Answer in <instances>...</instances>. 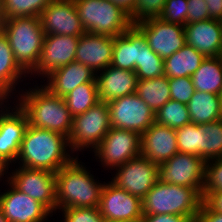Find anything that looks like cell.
<instances>
[{
    "instance_id": "48",
    "label": "cell",
    "mask_w": 222,
    "mask_h": 222,
    "mask_svg": "<svg viewBox=\"0 0 222 222\" xmlns=\"http://www.w3.org/2000/svg\"><path fill=\"white\" fill-rule=\"evenodd\" d=\"M4 16H3V11H2V2L0 0V34L3 32L4 28Z\"/></svg>"
},
{
    "instance_id": "32",
    "label": "cell",
    "mask_w": 222,
    "mask_h": 222,
    "mask_svg": "<svg viewBox=\"0 0 222 222\" xmlns=\"http://www.w3.org/2000/svg\"><path fill=\"white\" fill-rule=\"evenodd\" d=\"M202 135V127L192 122L176 129L178 152L202 158Z\"/></svg>"
},
{
    "instance_id": "31",
    "label": "cell",
    "mask_w": 222,
    "mask_h": 222,
    "mask_svg": "<svg viewBox=\"0 0 222 222\" xmlns=\"http://www.w3.org/2000/svg\"><path fill=\"white\" fill-rule=\"evenodd\" d=\"M202 135V159L207 162L222 158V119L200 125Z\"/></svg>"
},
{
    "instance_id": "11",
    "label": "cell",
    "mask_w": 222,
    "mask_h": 222,
    "mask_svg": "<svg viewBox=\"0 0 222 222\" xmlns=\"http://www.w3.org/2000/svg\"><path fill=\"white\" fill-rule=\"evenodd\" d=\"M111 127L142 135L154 122L155 112L136 94L109 101Z\"/></svg>"
},
{
    "instance_id": "5",
    "label": "cell",
    "mask_w": 222,
    "mask_h": 222,
    "mask_svg": "<svg viewBox=\"0 0 222 222\" xmlns=\"http://www.w3.org/2000/svg\"><path fill=\"white\" fill-rule=\"evenodd\" d=\"M6 35L15 60L29 75L40 59L44 32L36 16L13 17L4 21Z\"/></svg>"
},
{
    "instance_id": "51",
    "label": "cell",
    "mask_w": 222,
    "mask_h": 222,
    "mask_svg": "<svg viewBox=\"0 0 222 222\" xmlns=\"http://www.w3.org/2000/svg\"><path fill=\"white\" fill-rule=\"evenodd\" d=\"M116 222H142V219H135L131 221H116Z\"/></svg>"
},
{
    "instance_id": "34",
    "label": "cell",
    "mask_w": 222,
    "mask_h": 222,
    "mask_svg": "<svg viewBox=\"0 0 222 222\" xmlns=\"http://www.w3.org/2000/svg\"><path fill=\"white\" fill-rule=\"evenodd\" d=\"M111 66L132 71L131 26L114 38Z\"/></svg>"
},
{
    "instance_id": "6",
    "label": "cell",
    "mask_w": 222,
    "mask_h": 222,
    "mask_svg": "<svg viewBox=\"0 0 222 222\" xmlns=\"http://www.w3.org/2000/svg\"><path fill=\"white\" fill-rule=\"evenodd\" d=\"M86 33L116 37L133 23L129 14L110 0H73Z\"/></svg>"
},
{
    "instance_id": "14",
    "label": "cell",
    "mask_w": 222,
    "mask_h": 222,
    "mask_svg": "<svg viewBox=\"0 0 222 222\" xmlns=\"http://www.w3.org/2000/svg\"><path fill=\"white\" fill-rule=\"evenodd\" d=\"M145 35L149 47L163 60L186 44L184 26L168 23L159 17L135 24Z\"/></svg>"
},
{
    "instance_id": "30",
    "label": "cell",
    "mask_w": 222,
    "mask_h": 222,
    "mask_svg": "<svg viewBox=\"0 0 222 222\" xmlns=\"http://www.w3.org/2000/svg\"><path fill=\"white\" fill-rule=\"evenodd\" d=\"M155 122L178 129L191 122L187 105L170 99L155 113Z\"/></svg>"
},
{
    "instance_id": "2",
    "label": "cell",
    "mask_w": 222,
    "mask_h": 222,
    "mask_svg": "<svg viewBox=\"0 0 222 222\" xmlns=\"http://www.w3.org/2000/svg\"><path fill=\"white\" fill-rule=\"evenodd\" d=\"M33 87L28 90L25 88V91L19 90V96L16 95L14 99H17L15 102L25 112L28 124L34 128L60 133L68 138L73 117L64 98L53 95L43 85L37 84Z\"/></svg>"
},
{
    "instance_id": "16",
    "label": "cell",
    "mask_w": 222,
    "mask_h": 222,
    "mask_svg": "<svg viewBox=\"0 0 222 222\" xmlns=\"http://www.w3.org/2000/svg\"><path fill=\"white\" fill-rule=\"evenodd\" d=\"M79 36L45 35L40 59L31 75L46 78L53 71L75 61ZM37 74V75H36Z\"/></svg>"
},
{
    "instance_id": "8",
    "label": "cell",
    "mask_w": 222,
    "mask_h": 222,
    "mask_svg": "<svg viewBox=\"0 0 222 222\" xmlns=\"http://www.w3.org/2000/svg\"><path fill=\"white\" fill-rule=\"evenodd\" d=\"M91 152L102 167L114 170L128 160L141 155V135L138 132L111 127L101 143Z\"/></svg>"
},
{
    "instance_id": "42",
    "label": "cell",
    "mask_w": 222,
    "mask_h": 222,
    "mask_svg": "<svg viewBox=\"0 0 222 222\" xmlns=\"http://www.w3.org/2000/svg\"><path fill=\"white\" fill-rule=\"evenodd\" d=\"M187 24L209 19V11L205 0H187Z\"/></svg>"
},
{
    "instance_id": "46",
    "label": "cell",
    "mask_w": 222,
    "mask_h": 222,
    "mask_svg": "<svg viewBox=\"0 0 222 222\" xmlns=\"http://www.w3.org/2000/svg\"><path fill=\"white\" fill-rule=\"evenodd\" d=\"M204 202L216 212L222 213V191H215L211 193Z\"/></svg>"
},
{
    "instance_id": "27",
    "label": "cell",
    "mask_w": 222,
    "mask_h": 222,
    "mask_svg": "<svg viewBox=\"0 0 222 222\" xmlns=\"http://www.w3.org/2000/svg\"><path fill=\"white\" fill-rule=\"evenodd\" d=\"M191 79L196 91L220 95L222 92V56L206 57Z\"/></svg>"
},
{
    "instance_id": "26",
    "label": "cell",
    "mask_w": 222,
    "mask_h": 222,
    "mask_svg": "<svg viewBox=\"0 0 222 222\" xmlns=\"http://www.w3.org/2000/svg\"><path fill=\"white\" fill-rule=\"evenodd\" d=\"M205 58L195 48L185 44L164 60V75L167 78L191 77Z\"/></svg>"
},
{
    "instance_id": "49",
    "label": "cell",
    "mask_w": 222,
    "mask_h": 222,
    "mask_svg": "<svg viewBox=\"0 0 222 222\" xmlns=\"http://www.w3.org/2000/svg\"><path fill=\"white\" fill-rule=\"evenodd\" d=\"M0 222H9V221L7 220V218L4 216L3 210H2L1 207H0Z\"/></svg>"
},
{
    "instance_id": "47",
    "label": "cell",
    "mask_w": 222,
    "mask_h": 222,
    "mask_svg": "<svg viewBox=\"0 0 222 222\" xmlns=\"http://www.w3.org/2000/svg\"><path fill=\"white\" fill-rule=\"evenodd\" d=\"M117 6L121 7L129 15L133 12L136 6V0H110Z\"/></svg>"
},
{
    "instance_id": "24",
    "label": "cell",
    "mask_w": 222,
    "mask_h": 222,
    "mask_svg": "<svg viewBox=\"0 0 222 222\" xmlns=\"http://www.w3.org/2000/svg\"><path fill=\"white\" fill-rule=\"evenodd\" d=\"M27 76L29 77L15 60L9 41L2 32L0 34V96L4 100L13 98V94L18 93L17 85L20 81H24L21 80L22 78L25 79Z\"/></svg>"
},
{
    "instance_id": "28",
    "label": "cell",
    "mask_w": 222,
    "mask_h": 222,
    "mask_svg": "<svg viewBox=\"0 0 222 222\" xmlns=\"http://www.w3.org/2000/svg\"><path fill=\"white\" fill-rule=\"evenodd\" d=\"M136 94L156 113L171 99L169 80L165 75L138 80Z\"/></svg>"
},
{
    "instance_id": "9",
    "label": "cell",
    "mask_w": 222,
    "mask_h": 222,
    "mask_svg": "<svg viewBox=\"0 0 222 222\" xmlns=\"http://www.w3.org/2000/svg\"><path fill=\"white\" fill-rule=\"evenodd\" d=\"M9 101L4 100L0 104V165L8 171L10 164L12 166L17 161L20 145L29 125L25 112L14 102L15 107L12 108Z\"/></svg>"
},
{
    "instance_id": "52",
    "label": "cell",
    "mask_w": 222,
    "mask_h": 222,
    "mask_svg": "<svg viewBox=\"0 0 222 222\" xmlns=\"http://www.w3.org/2000/svg\"><path fill=\"white\" fill-rule=\"evenodd\" d=\"M4 101V99L0 96V104Z\"/></svg>"
},
{
    "instance_id": "15",
    "label": "cell",
    "mask_w": 222,
    "mask_h": 222,
    "mask_svg": "<svg viewBox=\"0 0 222 222\" xmlns=\"http://www.w3.org/2000/svg\"><path fill=\"white\" fill-rule=\"evenodd\" d=\"M101 216L107 222L142 219V199L120 189L111 181L104 184L98 206Z\"/></svg>"
},
{
    "instance_id": "25",
    "label": "cell",
    "mask_w": 222,
    "mask_h": 222,
    "mask_svg": "<svg viewBox=\"0 0 222 222\" xmlns=\"http://www.w3.org/2000/svg\"><path fill=\"white\" fill-rule=\"evenodd\" d=\"M187 108L191 122L197 125L222 119L221 96L217 94L195 90Z\"/></svg>"
},
{
    "instance_id": "20",
    "label": "cell",
    "mask_w": 222,
    "mask_h": 222,
    "mask_svg": "<svg viewBox=\"0 0 222 222\" xmlns=\"http://www.w3.org/2000/svg\"><path fill=\"white\" fill-rule=\"evenodd\" d=\"M113 36L84 33L79 36L75 61L91 68L95 73L112 63Z\"/></svg>"
},
{
    "instance_id": "44",
    "label": "cell",
    "mask_w": 222,
    "mask_h": 222,
    "mask_svg": "<svg viewBox=\"0 0 222 222\" xmlns=\"http://www.w3.org/2000/svg\"><path fill=\"white\" fill-rule=\"evenodd\" d=\"M142 222H193L189 217L172 214L143 215Z\"/></svg>"
},
{
    "instance_id": "33",
    "label": "cell",
    "mask_w": 222,
    "mask_h": 222,
    "mask_svg": "<svg viewBox=\"0 0 222 222\" xmlns=\"http://www.w3.org/2000/svg\"><path fill=\"white\" fill-rule=\"evenodd\" d=\"M53 0H1L4 19L13 17L36 16Z\"/></svg>"
},
{
    "instance_id": "43",
    "label": "cell",
    "mask_w": 222,
    "mask_h": 222,
    "mask_svg": "<svg viewBox=\"0 0 222 222\" xmlns=\"http://www.w3.org/2000/svg\"><path fill=\"white\" fill-rule=\"evenodd\" d=\"M195 222H222V213L216 212L202 201Z\"/></svg>"
},
{
    "instance_id": "13",
    "label": "cell",
    "mask_w": 222,
    "mask_h": 222,
    "mask_svg": "<svg viewBox=\"0 0 222 222\" xmlns=\"http://www.w3.org/2000/svg\"><path fill=\"white\" fill-rule=\"evenodd\" d=\"M115 171L117 172L114 177L112 175L111 182L143 199L158 181L159 165L140 155L118 166Z\"/></svg>"
},
{
    "instance_id": "40",
    "label": "cell",
    "mask_w": 222,
    "mask_h": 222,
    "mask_svg": "<svg viewBox=\"0 0 222 222\" xmlns=\"http://www.w3.org/2000/svg\"><path fill=\"white\" fill-rule=\"evenodd\" d=\"M171 99L187 105L195 88L191 77L168 78Z\"/></svg>"
},
{
    "instance_id": "21",
    "label": "cell",
    "mask_w": 222,
    "mask_h": 222,
    "mask_svg": "<svg viewBox=\"0 0 222 222\" xmlns=\"http://www.w3.org/2000/svg\"><path fill=\"white\" fill-rule=\"evenodd\" d=\"M186 44L205 57L222 56V26L219 20L206 19L184 26Z\"/></svg>"
},
{
    "instance_id": "18",
    "label": "cell",
    "mask_w": 222,
    "mask_h": 222,
    "mask_svg": "<svg viewBox=\"0 0 222 222\" xmlns=\"http://www.w3.org/2000/svg\"><path fill=\"white\" fill-rule=\"evenodd\" d=\"M6 184L9 187L0 193V207L9 222H45L52 217L53 214L39 201L18 191L8 180Z\"/></svg>"
},
{
    "instance_id": "1",
    "label": "cell",
    "mask_w": 222,
    "mask_h": 222,
    "mask_svg": "<svg viewBox=\"0 0 222 222\" xmlns=\"http://www.w3.org/2000/svg\"><path fill=\"white\" fill-rule=\"evenodd\" d=\"M70 151L68 138L64 135L28 125L16 163L56 173L75 158Z\"/></svg>"
},
{
    "instance_id": "7",
    "label": "cell",
    "mask_w": 222,
    "mask_h": 222,
    "mask_svg": "<svg viewBox=\"0 0 222 222\" xmlns=\"http://www.w3.org/2000/svg\"><path fill=\"white\" fill-rule=\"evenodd\" d=\"M110 128V112L107 102L100 101L83 114L74 116L68 137L71 152L74 154L87 148L90 151L94 150Z\"/></svg>"
},
{
    "instance_id": "23",
    "label": "cell",
    "mask_w": 222,
    "mask_h": 222,
    "mask_svg": "<svg viewBox=\"0 0 222 222\" xmlns=\"http://www.w3.org/2000/svg\"><path fill=\"white\" fill-rule=\"evenodd\" d=\"M46 85L53 95L64 98L83 83L96 82V73L86 65L73 61L53 71L46 77Z\"/></svg>"
},
{
    "instance_id": "37",
    "label": "cell",
    "mask_w": 222,
    "mask_h": 222,
    "mask_svg": "<svg viewBox=\"0 0 222 222\" xmlns=\"http://www.w3.org/2000/svg\"><path fill=\"white\" fill-rule=\"evenodd\" d=\"M166 0H136V6L129 15L131 22L136 24L150 18H157L163 11Z\"/></svg>"
},
{
    "instance_id": "4",
    "label": "cell",
    "mask_w": 222,
    "mask_h": 222,
    "mask_svg": "<svg viewBox=\"0 0 222 222\" xmlns=\"http://www.w3.org/2000/svg\"><path fill=\"white\" fill-rule=\"evenodd\" d=\"M202 201L194 188L157 181L142 199L143 215H181L195 222Z\"/></svg>"
},
{
    "instance_id": "22",
    "label": "cell",
    "mask_w": 222,
    "mask_h": 222,
    "mask_svg": "<svg viewBox=\"0 0 222 222\" xmlns=\"http://www.w3.org/2000/svg\"><path fill=\"white\" fill-rule=\"evenodd\" d=\"M99 100L109 102L113 99L134 94L138 78L135 71L108 66L96 73Z\"/></svg>"
},
{
    "instance_id": "50",
    "label": "cell",
    "mask_w": 222,
    "mask_h": 222,
    "mask_svg": "<svg viewBox=\"0 0 222 222\" xmlns=\"http://www.w3.org/2000/svg\"><path fill=\"white\" fill-rule=\"evenodd\" d=\"M5 175V169L0 165V181H2L3 176Z\"/></svg>"
},
{
    "instance_id": "17",
    "label": "cell",
    "mask_w": 222,
    "mask_h": 222,
    "mask_svg": "<svg viewBox=\"0 0 222 222\" xmlns=\"http://www.w3.org/2000/svg\"><path fill=\"white\" fill-rule=\"evenodd\" d=\"M39 18L45 35L81 36L85 33L73 0H53Z\"/></svg>"
},
{
    "instance_id": "39",
    "label": "cell",
    "mask_w": 222,
    "mask_h": 222,
    "mask_svg": "<svg viewBox=\"0 0 222 222\" xmlns=\"http://www.w3.org/2000/svg\"><path fill=\"white\" fill-rule=\"evenodd\" d=\"M64 222H107L98 207L66 208L61 210Z\"/></svg>"
},
{
    "instance_id": "10",
    "label": "cell",
    "mask_w": 222,
    "mask_h": 222,
    "mask_svg": "<svg viewBox=\"0 0 222 222\" xmlns=\"http://www.w3.org/2000/svg\"><path fill=\"white\" fill-rule=\"evenodd\" d=\"M12 171L8 172L5 170V177L18 191L39 201L52 214L53 212L56 213L55 172L23 166H19L18 168L16 166V169Z\"/></svg>"
},
{
    "instance_id": "29",
    "label": "cell",
    "mask_w": 222,
    "mask_h": 222,
    "mask_svg": "<svg viewBox=\"0 0 222 222\" xmlns=\"http://www.w3.org/2000/svg\"><path fill=\"white\" fill-rule=\"evenodd\" d=\"M72 117L83 114L99 100L97 82L83 83L64 97Z\"/></svg>"
},
{
    "instance_id": "35",
    "label": "cell",
    "mask_w": 222,
    "mask_h": 222,
    "mask_svg": "<svg viewBox=\"0 0 222 222\" xmlns=\"http://www.w3.org/2000/svg\"><path fill=\"white\" fill-rule=\"evenodd\" d=\"M131 54L132 71L146 58H161L149 47L145 35L135 24L131 25Z\"/></svg>"
},
{
    "instance_id": "19",
    "label": "cell",
    "mask_w": 222,
    "mask_h": 222,
    "mask_svg": "<svg viewBox=\"0 0 222 222\" xmlns=\"http://www.w3.org/2000/svg\"><path fill=\"white\" fill-rule=\"evenodd\" d=\"M178 153L176 130L154 122L141 135V156L160 165Z\"/></svg>"
},
{
    "instance_id": "12",
    "label": "cell",
    "mask_w": 222,
    "mask_h": 222,
    "mask_svg": "<svg viewBox=\"0 0 222 222\" xmlns=\"http://www.w3.org/2000/svg\"><path fill=\"white\" fill-rule=\"evenodd\" d=\"M205 164L199 156L178 152L159 165L158 181L194 188L202 196Z\"/></svg>"
},
{
    "instance_id": "36",
    "label": "cell",
    "mask_w": 222,
    "mask_h": 222,
    "mask_svg": "<svg viewBox=\"0 0 222 222\" xmlns=\"http://www.w3.org/2000/svg\"><path fill=\"white\" fill-rule=\"evenodd\" d=\"M215 191H222V158L209 160L205 164L202 200Z\"/></svg>"
},
{
    "instance_id": "45",
    "label": "cell",
    "mask_w": 222,
    "mask_h": 222,
    "mask_svg": "<svg viewBox=\"0 0 222 222\" xmlns=\"http://www.w3.org/2000/svg\"><path fill=\"white\" fill-rule=\"evenodd\" d=\"M209 11V19L222 20V0H205Z\"/></svg>"
},
{
    "instance_id": "3",
    "label": "cell",
    "mask_w": 222,
    "mask_h": 222,
    "mask_svg": "<svg viewBox=\"0 0 222 222\" xmlns=\"http://www.w3.org/2000/svg\"><path fill=\"white\" fill-rule=\"evenodd\" d=\"M67 165L56 172V207L66 208L98 207L105 182L94 179L83 162L78 161V154ZM81 163V164H80ZM83 164V165H82Z\"/></svg>"
},
{
    "instance_id": "38",
    "label": "cell",
    "mask_w": 222,
    "mask_h": 222,
    "mask_svg": "<svg viewBox=\"0 0 222 222\" xmlns=\"http://www.w3.org/2000/svg\"><path fill=\"white\" fill-rule=\"evenodd\" d=\"M187 0H166L159 18L168 23L187 24Z\"/></svg>"
},
{
    "instance_id": "41",
    "label": "cell",
    "mask_w": 222,
    "mask_h": 222,
    "mask_svg": "<svg viewBox=\"0 0 222 222\" xmlns=\"http://www.w3.org/2000/svg\"><path fill=\"white\" fill-rule=\"evenodd\" d=\"M164 60L162 58H146L135 68L138 80L153 79L164 75Z\"/></svg>"
}]
</instances>
